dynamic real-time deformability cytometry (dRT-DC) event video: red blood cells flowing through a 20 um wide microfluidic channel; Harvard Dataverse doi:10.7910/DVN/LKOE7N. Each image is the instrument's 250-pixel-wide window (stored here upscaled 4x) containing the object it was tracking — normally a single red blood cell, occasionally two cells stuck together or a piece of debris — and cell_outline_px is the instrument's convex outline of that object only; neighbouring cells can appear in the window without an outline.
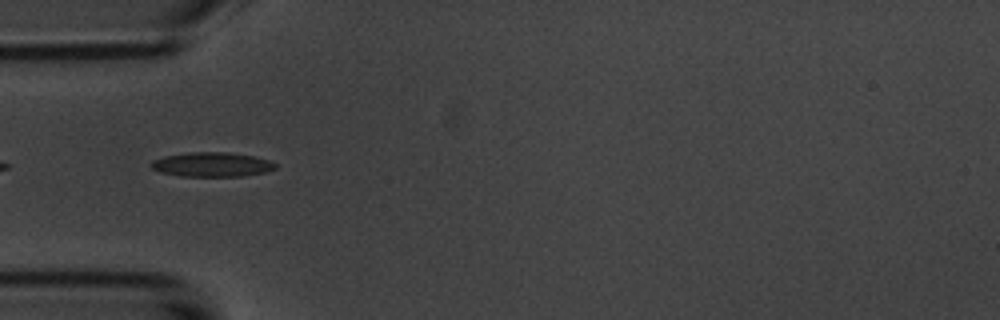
{"species": "common noctule bat (a hibernating species)", "species_latin": "Nyctalus noctula", "temperature_condition": "room temperature", "stored_images_in_passage": 5, "camera_frame_rate_fps": 3000, "um_per_image_px": 0.085, "animal": {"sex": "male", "body_mass_g": 20.1, "forearm_length_mm": 53.5}, "frame": {"image": 1, "passage_image": 1, "time_ms": 0.0, "image_size_px": [1000, 320], "cell_outline_px": [[276, 168], [264, 172], [244, 176], [180, 176], [160, 172], [152, 168], [148, 164], [152, 160], [164, 156], [188, 152], [228, 152], [252, 156], [268, 160], [276, 164]], "centroid_in_image_um": [17.96, 13.98], "position_along_channel_um": 67.0, "area_um2": 17.69}}
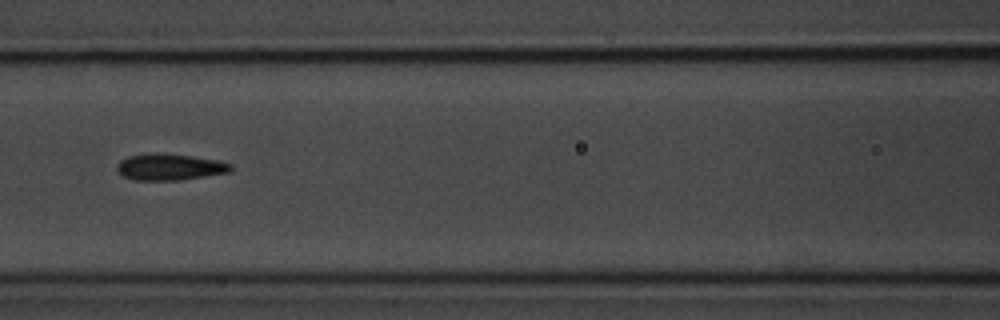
{"frame": {"image": 2, "passage_image": 3, "time_ms": 2.333, "image_size_px": [1000, 320], "cell_outline_px": [[232, 168], [228, 172], [180, 180], [132, 180], [124, 176], [116, 168], [116, 164], [120, 160], [128, 156], [156, 152], [192, 156], [220, 160], [232, 164]], "centroid_in_image_um": [14.41, 14.18], "position_along_channel_um": 152.2, "area_um2": 17.57}}
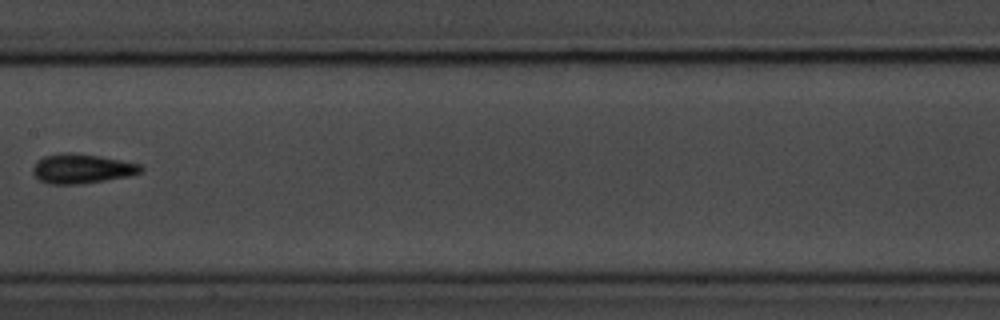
{"frame": {"image": 3, "passage_image": 4, "time_ms": 3.667, "image_size_px": [1000, 320], "cell_outline_px": [[144, 172], [128, 176], [80, 184], [48, 184], [40, 180], [32, 172], [32, 168], [36, 160], [44, 156], [64, 152], [72, 152], [100, 156], [140, 164], [144, 168]], "centroid_in_image_um": [6.94, 14.33], "position_along_channel_um": 200.5, "area_um2": 18.67}}